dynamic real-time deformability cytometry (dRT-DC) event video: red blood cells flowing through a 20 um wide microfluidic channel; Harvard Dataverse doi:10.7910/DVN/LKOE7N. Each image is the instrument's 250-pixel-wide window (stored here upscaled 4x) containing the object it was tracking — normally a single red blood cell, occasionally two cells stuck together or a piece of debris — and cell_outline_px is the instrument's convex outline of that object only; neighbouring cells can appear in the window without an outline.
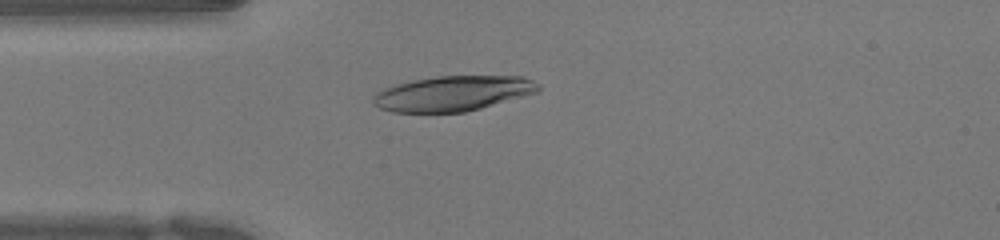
{"species": "human", "species_latin": "Homo sapiens", "temperature_condition": "warm", "stored_images_in_passage": 50, "camera_frame_rate_fps": 3000, "um_per_image_px": 0.085, "donor": {"sex": "female"}, "frame": {"image": 1, "passage_image": 12, "time_ms": 3.667, "image_size_px": [1000, 240], "cell_outline_px": [[540, 88], [536, 92], [480, 108], [464, 112], [392, 112], [380, 108], [372, 104], [372, 96], [376, 92], [384, 88], [396, 84], [412, 80], [436, 76], [524, 76], [540, 84]], "centroid_in_image_um": [38.45, 7.93], "position_along_channel_um": 46.6, "area_um2": 33.76}}
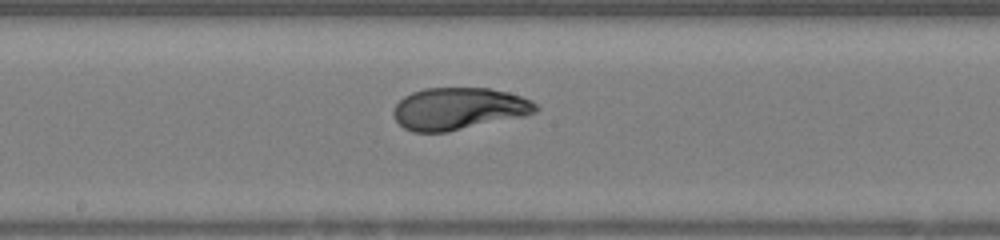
{"frame": {"image": 2, "passage_image": 25, "time_ms": 8.0, "image_size_px": [1000, 240], "cell_outline_px": [[540, 108], [536, 112], [524, 116], [448, 132], [412, 132], [404, 128], [392, 116], [392, 108], [404, 96], [412, 92], [424, 88], [488, 88], [508, 92], [532, 100]], "centroid_in_image_um": [38.97, 9.24], "position_along_channel_um": 209.2, "area_um2": 35.14}}
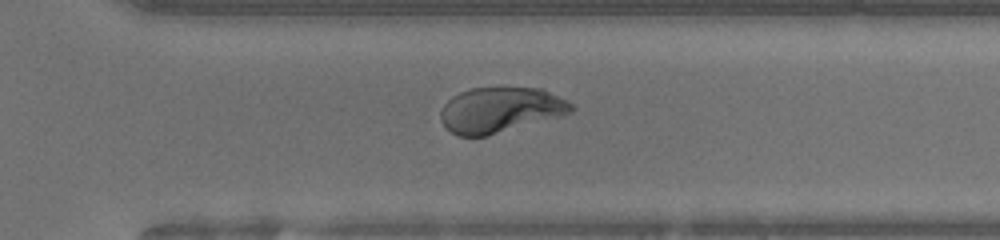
{"frame": {"image": 3, "passage_image": 34, "time_ms": 11.0, "image_size_px": [1000, 240], "cell_outline_px": [[576, 108], [572, 112], [560, 116], [488, 136], [460, 136], [452, 132], [440, 120], [440, 112], [444, 104], [452, 96], [460, 92], [472, 88], [544, 88], [572, 104]], "centroid_in_image_um": [42.53, 9.34], "position_along_channel_um": 328.1, "area_um2": 34.39}, "authors_computed_cell_mechanics": {"area_um2": 35.4603, "velocity_mm_per_s": 3.9729, "shape_relaxation_time_tau1_ms": 3.8393, "shape_relaxation_time_tau2_ms": 0.756, "deformation_change_tau1": 0.2149, "deformation_change_tau2": 0.0511}}